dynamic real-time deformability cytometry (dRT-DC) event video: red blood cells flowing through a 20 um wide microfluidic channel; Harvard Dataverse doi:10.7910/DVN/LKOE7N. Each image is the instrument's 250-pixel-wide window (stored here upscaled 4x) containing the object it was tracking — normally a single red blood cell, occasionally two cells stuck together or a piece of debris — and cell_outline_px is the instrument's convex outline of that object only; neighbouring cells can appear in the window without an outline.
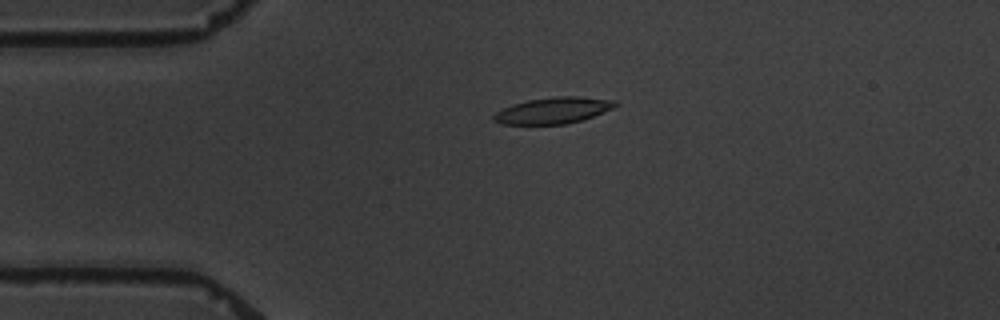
{"species": "common noctule bat (a hibernating species)", "species_latin": "Nyctalus noctula", "temperature_condition": "warm", "stored_images_in_passage": 5, "camera_frame_rate_fps": 3000, "um_per_image_px": 0.085, "animal": {"sex": "male", "body_mass_g": 19.5, "forearm_length_mm": 54.6}, "frame": {"image": 1, "passage_image": 4, "time_ms": 3.667, "image_size_px": [1000, 320], "cell_outline_px": [[620, 104], [612, 108], [592, 116], [580, 120], [564, 124], [500, 124], [492, 120], [492, 116], [496, 112], [512, 104], [528, 100], [556, 96], [576, 96], [616, 100]], "centroid_in_image_um": [47.0, 9.38], "position_along_channel_um": 38.0, "area_um2": 18.5}}